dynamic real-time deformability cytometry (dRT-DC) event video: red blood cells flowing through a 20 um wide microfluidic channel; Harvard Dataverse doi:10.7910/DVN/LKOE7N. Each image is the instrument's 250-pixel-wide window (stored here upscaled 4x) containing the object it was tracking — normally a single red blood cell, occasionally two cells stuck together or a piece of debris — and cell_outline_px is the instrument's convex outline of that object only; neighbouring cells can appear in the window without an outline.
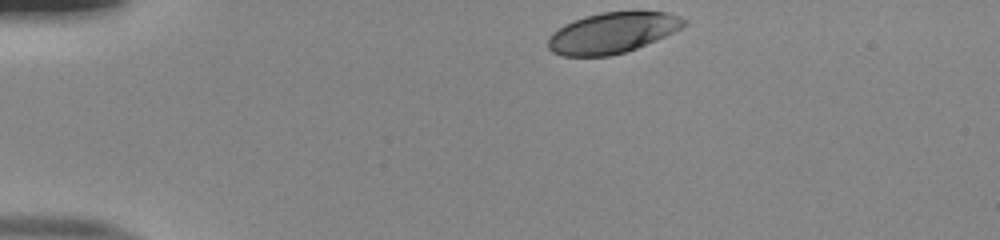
{"species": "human", "species_latin": "Homo sapiens", "temperature_condition": "room temperature", "stored_images_in_passage": 34, "camera_frame_rate_fps": 3000, "um_per_image_px": 0.085, "donor": {"sex": "male"}, "frame": {"image": 1, "passage_image": 1, "time_ms": 0.0, "image_size_px": [1000, 240], "cell_outline_px": [[688, 20], [680, 28], [656, 40], [636, 48], [624, 52], [608, 56], [564, 56], [552, 52], [548, 48], [548, 36], [552, 32], [564, 24], [584, 16], [600, 12], [668, 12]], "centroid_in_image_um": [51.99, 2.79], "position_along_channel_um": 33.0, "area_um2": 32.02}}
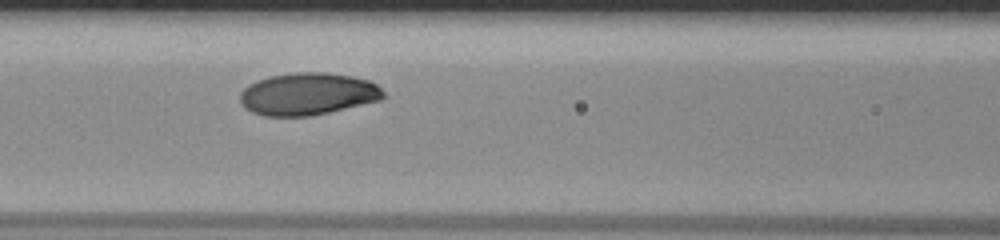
{"frame": {"image": 2, "passage_image": 14, "time_ms": 4.333, "image_size_px": [1000, 240], "cell_outline_px": [[384, 96], [380, 100], [312, 116], [264, 116], [252, 112], [244, 108], [240, 104], [240, 92], [248, 84], [256, 80], [272, 76], [296, 72], [328, 72], [352, 76], [368, 80], [376, 84], [384, 92]], "centroid_in_image_um": [26.13, 7.99], "position_along_channel_um": 140.5, "area_um2": 35.43}}
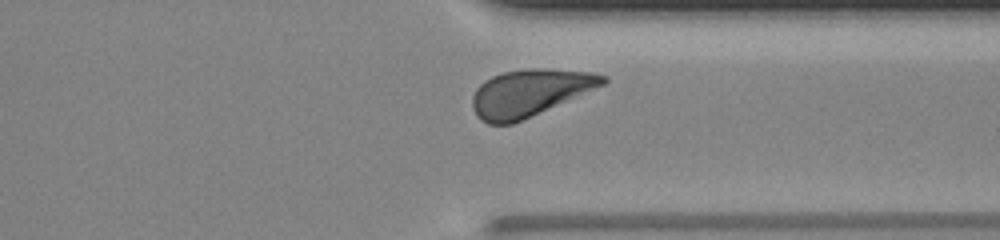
{"frame": {"image": 3, "passage_image": 31, "time_ms": 10.0, "image_size_px": [1000, 240], "cell_outline_px": [[608, 80], [604, 84], [512, 124], [488, 124], [480, 120], [476, 116], [472, 108], [472, 96], [476, 88], [484, 80], [492, 76], [504, 72], [532, 68], [548, 68], [592, 72], [608, 76]], "centroid_in_image_um": [44.98, 7.88], "position_along_channel_um": 366.4, "area_um2": 35.43}, "authors_computed_cell_mechanics": {"area_um2": 35.0557, "velocity_mm_per_s": 3.9837, "shape_relaxation_time_tau1_ms": 2.8092, "shape_relaxation_time_tau2_ms": null, "deformation_change_tau1": 0.1291, "deformation_change_tau2": null}}